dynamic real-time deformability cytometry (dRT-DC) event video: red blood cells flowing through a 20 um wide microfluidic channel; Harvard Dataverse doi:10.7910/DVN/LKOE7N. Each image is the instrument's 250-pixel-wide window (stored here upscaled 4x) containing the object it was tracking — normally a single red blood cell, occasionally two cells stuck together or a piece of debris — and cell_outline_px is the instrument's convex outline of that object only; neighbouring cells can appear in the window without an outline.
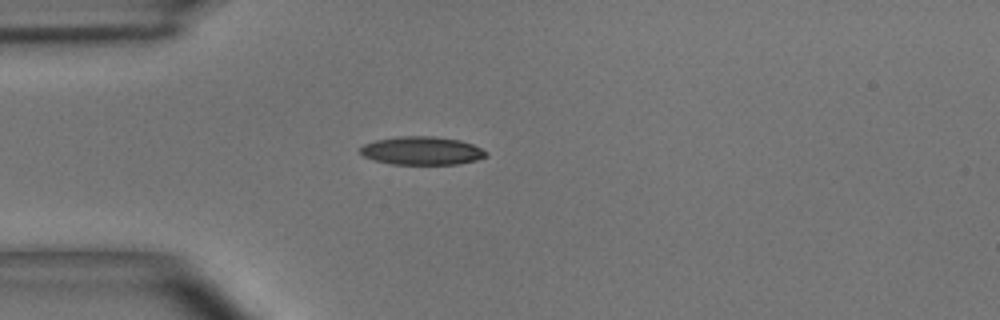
{"species": "common noctule bat (a hibernating species)", "species_latin": "Nyctalus noctula", "temperature_condition": "room temperature", "stored_images_in_passage": 37, "camera_frame_rate_fps": 3000, "um_per_image_px": 0.085, "animal": {"sex": "male", "body_mass_g": 15.6}, "frame": {"image": 1, "passage_image": 1, "time_ms": 0.0, "image_size_px": [1000, 320], "cell_outline_px": [[488, 156], [476, 160], [456, 164], [392, 164], [376, 160], [364, 156], [360, 152], [360, 148], [364, 144], [376, 140], [396, 136], [432, 136], [460, 140], [472, 144], [488, 152]], "centroid_in_image_um": [35.87, 12.8], "position_along_channel_um": 49.1, "area_um2": 20.63}}
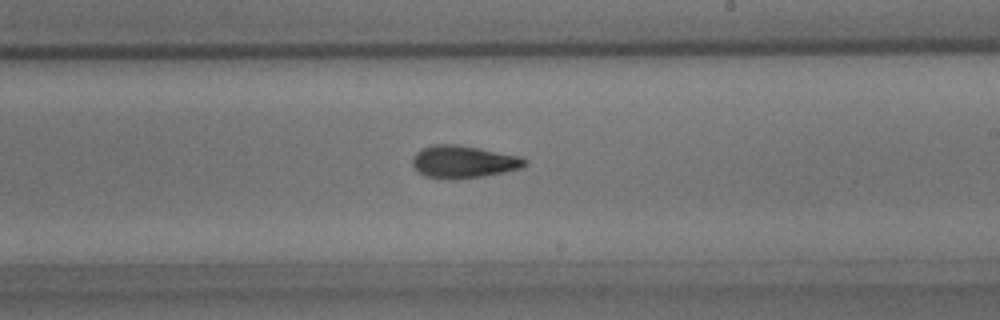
{"frame": {"image": 2, "passage_image": 17, "time_ms": 5.333, "image_size_px": [1000, 320], "cell_outline_px": [[528, 164], [520, 168], [504, 172], [484, 176], [428, 176], [420, 172], [412, 164], [412, 160], [416, 152], [420, 148], [432, 144], [456, 144], [480, 148], [520, 156], [528, 160]], "centroid_in_image_um": [39.44, 13.69], "position_along_channel_um": 249.6, "area_um2": 20.52}}
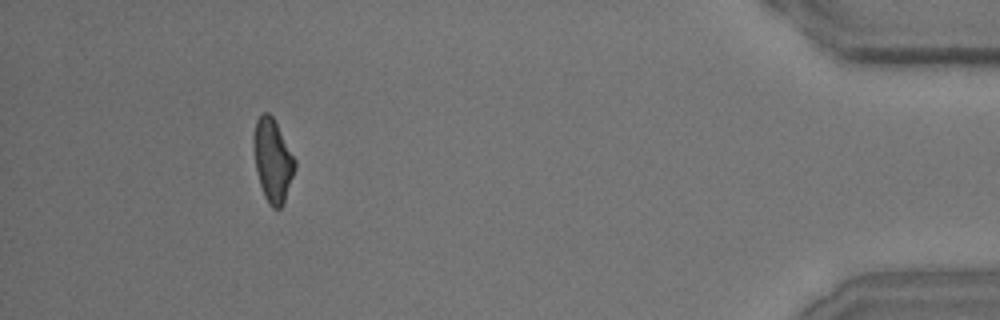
{"frame": {"image": 3, "passage_image": 34, "time_ms": 11.0, "image_size_px": [1000, 320], "cell_outline_px": [[296, 168], [284, 204], [280, 208], [272, 208], [268, 204], [264, 196], [260, 184], [256, 168], [252, 140], [252, 136], [256, 120], [264, 112], [268, 112], [272, 116], [296, 160]], "centroid_in_image_um": [23.18, 13.65], "position_along_channel_um": 412.0, "area_um2": 20.0}, "authors_computed_cell_mechanics": {"area_um2": 20.519, "velocity_mm_per_s": 3.95, "shape_relaxation_time_tau1_ms": 5.1357, "shape_relaxation_time_tau2_ms": 2.2167, "deformation_change_tau1": 0.1584, "deformation_change_tau2": 0.0986}}